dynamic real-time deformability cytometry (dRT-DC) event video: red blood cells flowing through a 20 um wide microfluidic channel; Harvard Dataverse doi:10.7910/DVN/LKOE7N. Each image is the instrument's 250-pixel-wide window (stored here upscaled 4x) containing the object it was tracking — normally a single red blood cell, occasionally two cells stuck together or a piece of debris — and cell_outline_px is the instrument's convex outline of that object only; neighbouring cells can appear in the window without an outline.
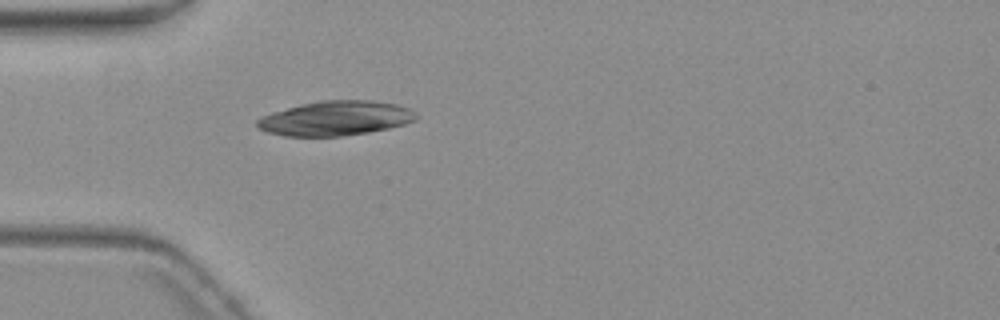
{"species": "common noctule bat (a hibernating species)", "species_latin": "Nyctalus noctula", "temperature_condition": "warm", "stored_images_in_passage": 5, "camera_frame_rate_fps": 3000, "um_per_image_px": 0.085, "animal": {"sex": "female", "body_mass_g": 19.3, "forearm_length_mm": 54.1}, "frame": {"image": 1, "passage_image": 5, "time_ms": 4.667, "image_size_px": [1000, 320], "cell_outline_px": [[416, 120], [404, 124], [388, 128], [368, 132], [340, 136], [284, 136], [268, 132], [260, 128], [256, 124], [256, 120], [272, 112], [300, 104], [320, 100], [372, 100], [396, 104], [408, 108], [416, 116]], "centroid_in_image_um": [28.5, 10.05], "position_along_channel_um": 56.5, "area_um2": 31.79}}